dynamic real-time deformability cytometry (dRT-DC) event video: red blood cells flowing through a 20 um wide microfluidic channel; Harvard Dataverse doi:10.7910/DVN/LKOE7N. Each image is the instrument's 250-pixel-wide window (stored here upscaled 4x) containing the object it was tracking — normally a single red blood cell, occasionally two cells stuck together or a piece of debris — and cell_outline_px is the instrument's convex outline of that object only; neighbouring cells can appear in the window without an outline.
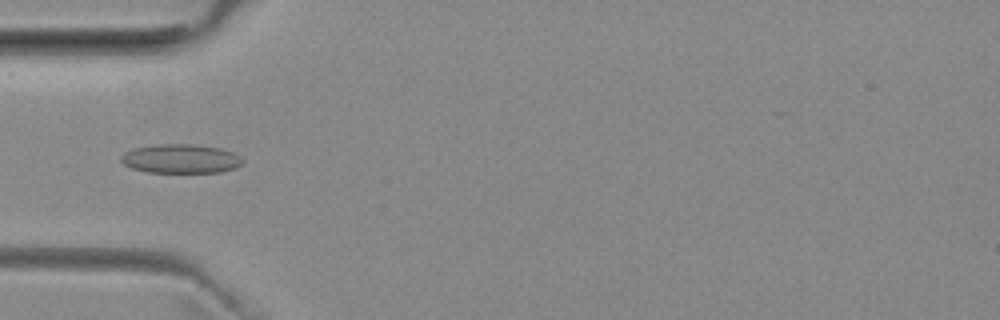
{"species": "common noctule bat (a hibernating species)", "species_latin": "Nyctalus noctula", "temperature_condition": "room temperature", "stored_images_in_passage": 40, "camera_frame_rate_fps": 3000, "um_per_image_px": 0.085, "animal": {"sex": "female", "body_mass_g": 29.2, "forearm_length_mm": 56.3}, "frame": {"image": 1, "passage_image": 10, "time_ms": 3.0, "image_size_px": [1000, 320], "cell_outline_px": [[244, 160], [236, 168], [220, 172], [148, 172], [132, 168], [124, 164], [120, 160], [120, 156], [124, 152], [136, 148], [160, 144], [192, 144], [220, 148], [232, 152], [240, 156]], "centroid_in_image_um": [15.37, 13.49], "position_along_channel_um": 69.6, "area_um2": 20.46}}
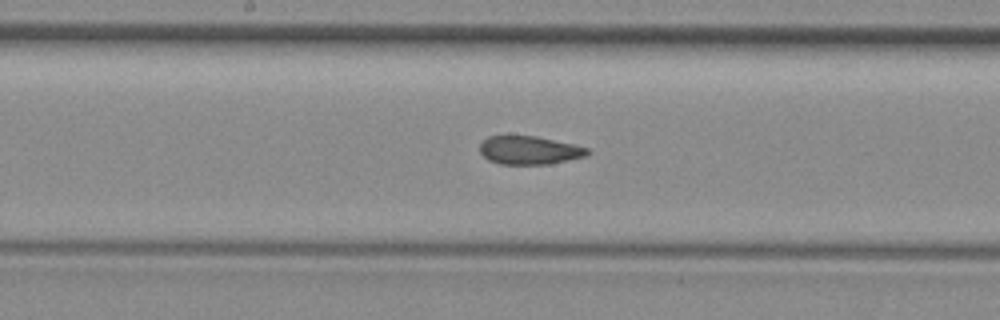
{"frame": {"image": 2, "passage_image": 20, "time_ms": 6.333, "image_size_px": [1000, 320], "cell_outline_px": [[592, 152], [588, 156], [548, 164], [500, 164], [488, 160], [480, 152], [480, 144], [488, 136], [536, 136], [572, 144], [588, 148]], "centroid_in_image_um": [45.01, 12.77], "position_along_channel_um": 203.2, "area_um2": 17.74}}
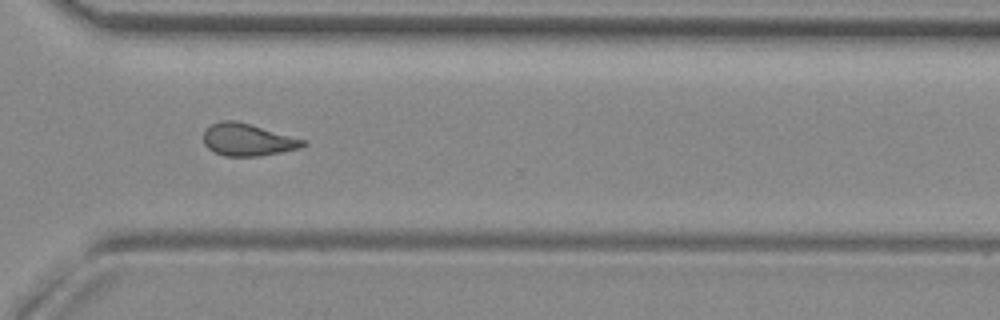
{"frame": {"image": 3, "passage_image": 31, "time_ms": 10.0, "image_size_px": [1000, 320], "cell_outline_px": [[308, 144], [300, 148], [260, 156], [224, 156], [208, 148], [204, 144], [204, 128], [220, 120], [236, 120], [308, 140]], "centroid_in_image_um": [21.07, 11.86], "position_along_channel_um": 349.5, "area_um2": 18.9}, "authors_computed_cell_mechanics": {"area_um2": 18.8717, "velocity_mm_per_s": 3.9934, "shape_relaxation_time_tau1_ms": null, "shape_relaxation_time_tau2_ms": 1.6835, "deformation_change_tau1": null, "deformation_change_tau2": 0.0794}}